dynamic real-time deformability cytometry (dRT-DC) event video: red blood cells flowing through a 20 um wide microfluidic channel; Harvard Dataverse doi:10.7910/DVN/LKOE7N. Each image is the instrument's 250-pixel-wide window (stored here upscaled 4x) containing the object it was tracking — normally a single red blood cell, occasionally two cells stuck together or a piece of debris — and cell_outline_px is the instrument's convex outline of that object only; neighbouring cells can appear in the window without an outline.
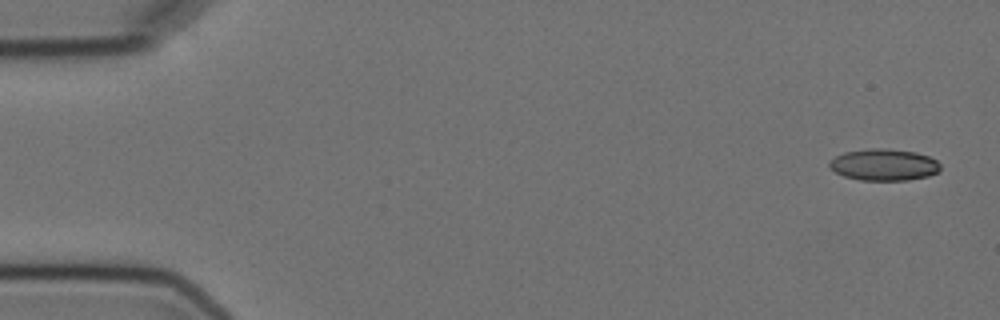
{"species": "Egyptian fruit bat (a non-hibernating species)", "species_latin": "Rousettus aegyptiacus", "temperature_condition": "cold", "stored_images_in_passage": 6, "segment_of_instrument_passage": [2, 2], "camera_frame_rate_fps": 3000, "um_per_image_px": 0.085, "animal": {"sex": "female"}, "frame": {"image": 1, "passage_image": 6, "time_ms": 7.0, "image_size_px": [1000, 320], "cell_outline_px": [[940, 168], [936, 172], [928, 176], [908, 180], [860, 180], [844, 176], [836, 172], [828, 164], [836, 156], [844, 152], [868, 148], [884, 148], [916, 152], [928, 156], [936, 160], [940, 164]], "centroid_in_image_um": [75.14, 14.0], "position_along_channel_um": 9.9, "area_um2": 20.35}}